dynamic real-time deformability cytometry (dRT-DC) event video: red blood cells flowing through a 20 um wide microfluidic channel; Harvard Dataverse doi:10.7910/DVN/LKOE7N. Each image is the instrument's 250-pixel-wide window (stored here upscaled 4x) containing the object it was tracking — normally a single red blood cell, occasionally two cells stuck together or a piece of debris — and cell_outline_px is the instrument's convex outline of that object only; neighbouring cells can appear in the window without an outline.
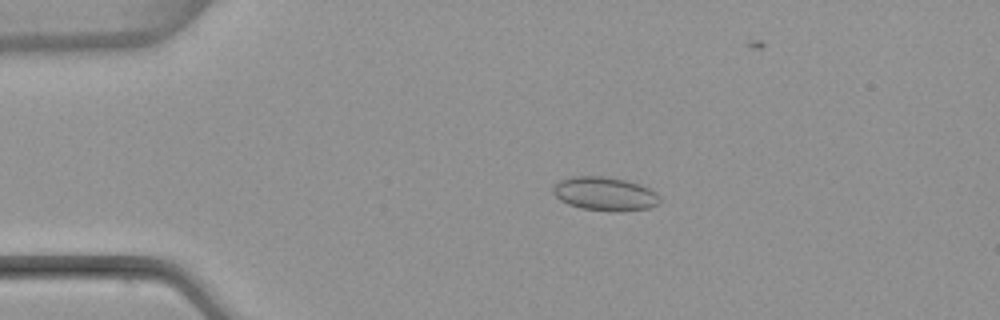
{"species": "common noctule bat (a hibernating species)", "species_latin": "Nyctalus noctula", "temperature_condition": "warm", "stored_images_in_passage": 5, "camera_frame_rate_fps": 3000, "um_per_image_px": 0.085, "animal": {"sex": "female", "body_mass_g": 22.7, "forearm_length_mm": 54.2}, "frame": {"image": 1, "passage_image": 3, "time_ms": 2.333, "image_size_px": [1000, 320], "cell_outline_px": [[660, 204], [648, 208], [616, 212], [580, 208], [568, 204], [560, 200], [552, 192], [552, 184], [560, 180], [572, 176], [604, 176], [628, 180], [640, 184], [656, 192], [660, 196]], "centroid_in_image_um": [51.41, 16.47], "position_along_channel_um": 33.6, "area_um2": 21.27}}